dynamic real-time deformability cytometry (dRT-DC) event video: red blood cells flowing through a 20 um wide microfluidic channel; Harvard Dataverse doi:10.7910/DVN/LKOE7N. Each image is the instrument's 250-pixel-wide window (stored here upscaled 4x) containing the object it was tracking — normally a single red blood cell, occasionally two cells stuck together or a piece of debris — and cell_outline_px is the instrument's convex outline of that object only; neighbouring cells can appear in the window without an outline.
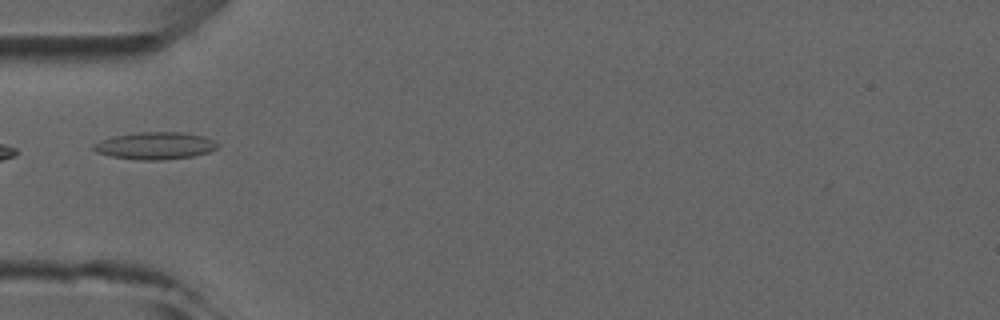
{"species": "common noctule bat (a hibernating species)", "species_latin": "Nyctalus noctula", "temperature_condition": "room temperature", "stored_images_in_passage": 2, "camera_frame_rate_fps": 3000, "um_per_image_px": 0.085, "animal": {"sex": "male", "forearm_length_mm": 52.5}, "frame": {"image": 1, "passage_image": 2, "time_ms": 1.0, "image_size_px": [1000, 320], "cell_outline_px": [[220, 144], [216, 148], [208, 152], [192, 156], [156, 160], [140, 160], [112, 156], [96, 152], [92, 148], [92, 144], [100, 140], [112, 136], [136, 132], [180, 132], [204, 136]], "centroid_in_image_um": [13.15, 12.37], "position_along_channel_um": 71.9, "area_um2": 19.59}}